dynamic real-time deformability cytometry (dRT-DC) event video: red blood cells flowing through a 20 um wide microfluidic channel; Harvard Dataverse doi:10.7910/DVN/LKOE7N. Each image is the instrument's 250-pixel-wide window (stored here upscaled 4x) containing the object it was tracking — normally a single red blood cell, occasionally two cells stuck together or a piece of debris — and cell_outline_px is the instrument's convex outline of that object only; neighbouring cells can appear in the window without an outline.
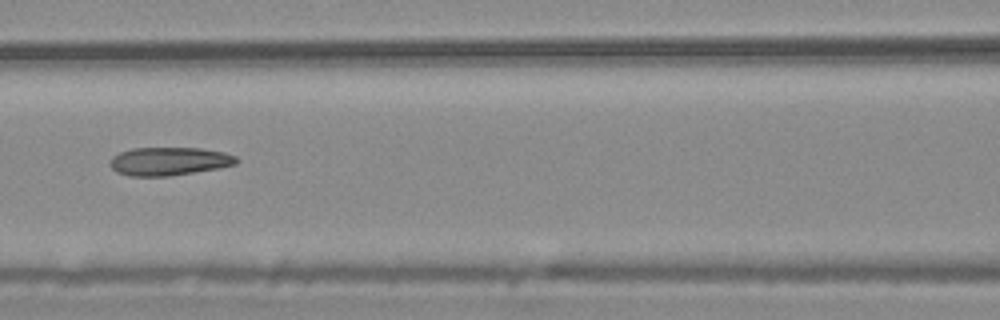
{"species": "common noctule bat (a hibernating species)", "species_latin": "Nyctalus noctula", "temperature_condition": "warm", "stored_images_in_passage": 8, "camera_frame_rate_fps": 3000, "um_per_image_px": 0.085, "animal": {"sex": "male", "body_mass_g": 20.4}, "frame": {"image": 1, "passage_image": 6, "time_ms": 1.667, "image_size_px": [1000, 320], "cell_outline_px": [[240, 160], [236, 164], [216, 168], [168, 176], [128, 176], [116, 172], [108, 164], [112, 156], [120, 152], [132, 148], [200, 148], [224, 152], [236, 156]], "centroid_in_image_um": [14.34, 13.7], "position_along_channel_um": 152.3, "area_um2": 20.81}}
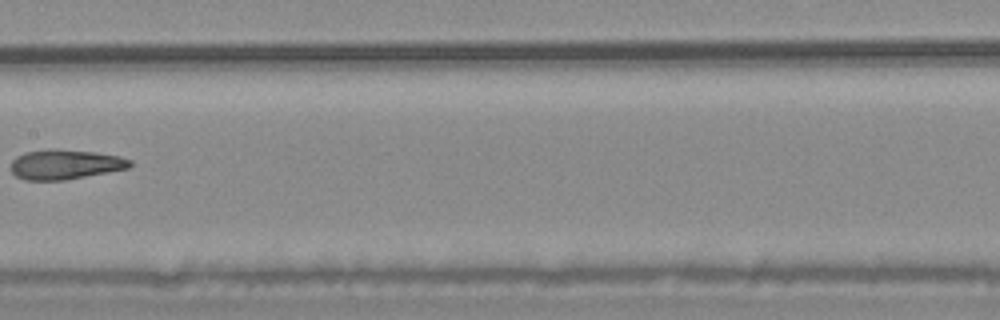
{"frame": {"image": 2, "passage_image": 7, "time_ms": 2.0, "image_size_px": [1000, 320], "cell_outline_px": [[132, 164], [128, 168], [108, 172], [64, 180], [24, 180], [16, 176], [12, 172], [12, 160], [16, 156], [24, 152], [48, 148], [52, 148], [96, 152], [120, 156], [132, 160]], "centroid_in_image_um": [5.53, 13.96], "position_along_channel_um": 201.9, "area_um2": 20.81}}
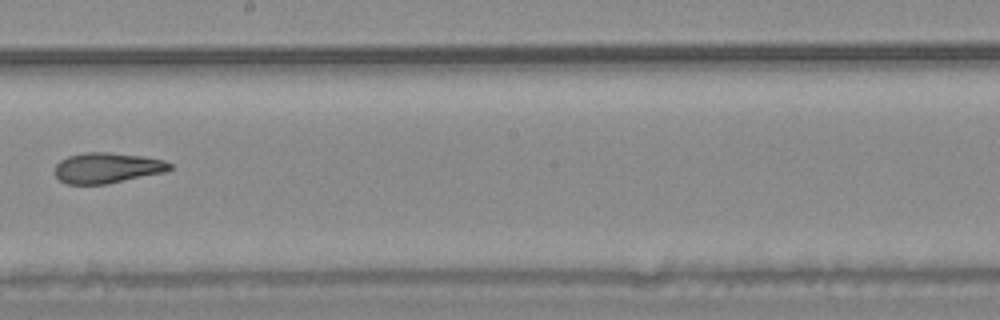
{"frame": {"image": 3, "passage_image": 8, "time_ms": 2.333, "image_size_px": [1000, 320], "cell_outline_px": [[172, 168], [164, 172], [108, 184], [68, 184], [60, 180], [56, 176], [56, 164], [60, 160], [68, 156], [84, 152], [108, 152], [140, 156], [164, 160], [172, 164]], "centroid_in_image_um": [9.1, 14.27], "position_along_channel_um": 239.1, "area_um2": 20.35}}